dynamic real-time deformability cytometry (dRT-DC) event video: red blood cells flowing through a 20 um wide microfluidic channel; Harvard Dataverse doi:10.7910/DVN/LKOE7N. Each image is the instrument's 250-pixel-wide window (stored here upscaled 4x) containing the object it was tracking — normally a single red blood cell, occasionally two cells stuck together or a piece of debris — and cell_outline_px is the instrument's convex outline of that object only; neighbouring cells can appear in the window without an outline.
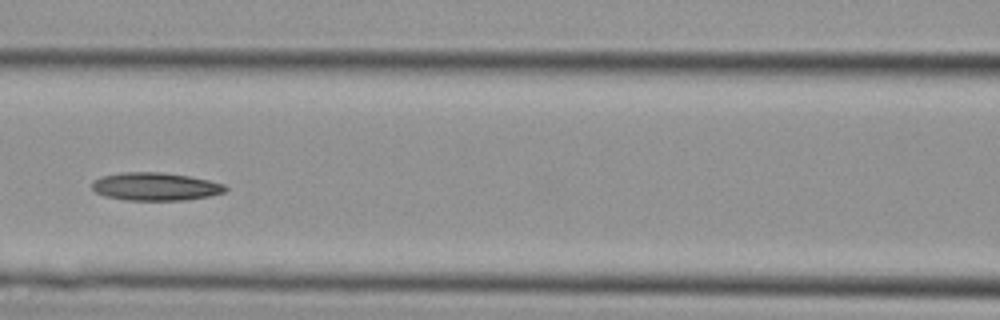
{"species": "Egyptian fruit bat (a non-hibernating species)", "species_latin": "Rousettus aegyptiacus", "temperature_condition": "cold", "stored_images_in_passage": 28, "camera_frame_rate_fps": 3000, "um_per_image_px": 0.085, "animal": {"sex": "female"}, "frame": {"image": 1, "passage_image": 9, "time_ms": 2.667, "image_size_px": [1000, 320], "cell_outline_px": [[228, 188], [224, 192], [208, 196], [184, 200], [128, 200], [104, 196], [96, 192], [92, 188], [92, 180], [100, 176], [120, 172], [160, 172], [188, 176], [208, 180], [224, 184]], "centroid_in_image_um": [13.16, 15.85], "position_along_channel_um": 153.4, "area_um2": 21.73}}
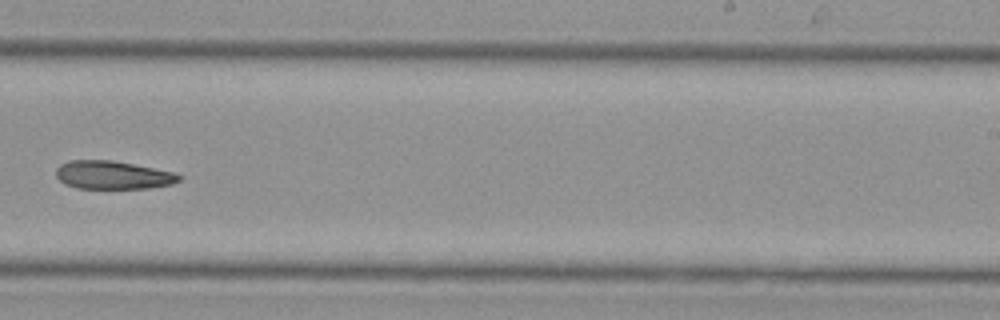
{"frame": {"image": 2, "passage_image": 16, "time_ms": 5.0, "image_size_px": [1000, 320], "cell_outline_px": [[180, 180], [172, 184], [148, 188], [76, 188], [64, 184], [56, 176], [56, 168], [60, 164], [68, 160], [112, 160], [176, 172], [180, 176]], "centroid_in_image_um": [9.57, 14.87], "position_along_channel_um": 279.4, "area_um2": 20.29}}
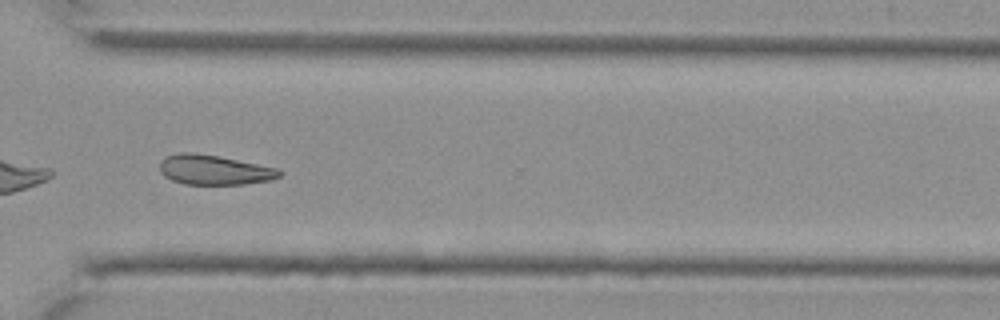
{"frame": {"image": 3, "passage_image": 20, "time_ms": 6.333, "image_size_px": [1000, 320], "cell_outline_px": [[284, 172], [280, 176], [272, 180], [244, 184], [184, 184], [172, 180], [164, 176], [160, 172], [160, 160], [164, 156], [180, 152], [192, 152], [220, 156], [280, 168]], "centroid_in_image_um": [18.23, 14.43], "position_along_channel_um": 352.4, "area_um2": 21.15}}